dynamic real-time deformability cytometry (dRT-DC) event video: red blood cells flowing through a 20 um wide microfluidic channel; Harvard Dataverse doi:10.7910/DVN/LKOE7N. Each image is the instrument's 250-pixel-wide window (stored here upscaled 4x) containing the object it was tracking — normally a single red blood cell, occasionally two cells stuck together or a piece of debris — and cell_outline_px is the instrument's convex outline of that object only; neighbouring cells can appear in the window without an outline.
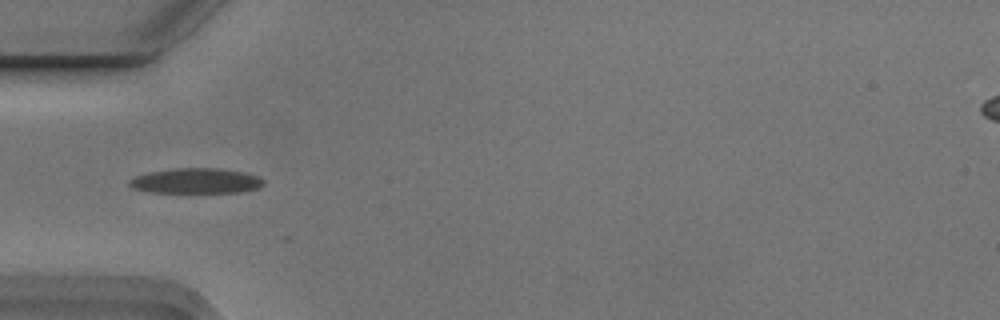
{"species": "Egyptian fruit bat (a non-hibernating species)", "species_latin": "Rousettus aegyptiacus", "temperature_condition": "cold", "stored_images_in_passage": 4, "camera_frame_rate_fps": 3000, "um_per_image_px": 0.085, "animal": {"sex": "male"}, "frame": {"image": 1, "passage_image": 4, "time_ms": 1.0, "image_size_px": [1000, 320], "cell_outline_px": [[264, 184], [260, 188], [240, 192], [148, 192], [132, 188], [128, 184], [128, 180], [136, 176], [148, 172], [176, 168], [220, 168], [244, 172], [260, 176], [264, 180]], "centroid_in_image_um": [16.68, 15.37], "position_along_channel_um": 68.3, "area_um2": 19.88}}